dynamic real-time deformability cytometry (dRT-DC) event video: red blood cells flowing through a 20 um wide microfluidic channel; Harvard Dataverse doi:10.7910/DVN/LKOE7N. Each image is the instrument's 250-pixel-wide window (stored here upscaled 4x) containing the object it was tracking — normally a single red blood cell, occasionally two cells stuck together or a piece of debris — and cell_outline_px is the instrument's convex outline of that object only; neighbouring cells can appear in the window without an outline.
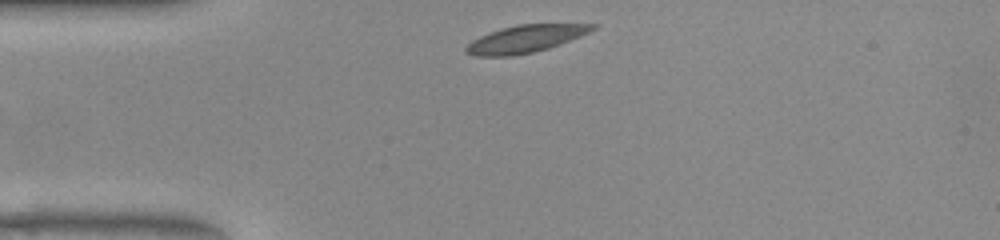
{"species": "common noctule bat (a hibernating species)", "species_latin": "Nyctalus noctula", "temperature_condition": "warm", "stored_images_in_passage": 33, "camera_frame_rate_fps": 3000, "um_per_image_px": 0.085, "animal": {"sex": "female", "body_mass_g": 22.0, "forearm_length_mm": 56.7}, "frame": {"image": 1, "passage_image": 1, "time_ms": 0.0, "image_size_px": [1000, 240], "cell_outline_px": [[596, 28], [580, 36], [548, 48], [532, 52], [512, 56], [472, 56], [464, 52], [464, 48], [472, 40], [480, 36], [500, 28], [516, 24], [596, 24]], "centroid_in_image_um": [44.59, 3.3], "position_along_channel_um": 40.4, "area_um2": 20.06}}
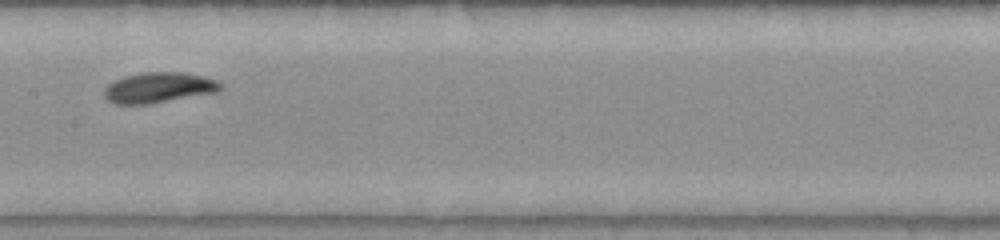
{"frame": {"image": 2, "passage_image": 15, "time_ms": 4.667, "image_size_px": [1000, 240], "cell_outline_px": [[224, 88], [220, 92], [148, 104], [116, 104], [108, 100], [104, 96], [104, 88], [112, 80], [124, 76], [144, 72], [184, 72], [204, 76], [216, 80], [224, 84]], "centroid_in_image_um": [13.53, 7.44], "position_along_channel_um": 193.9, "area_um2": 21.04}}
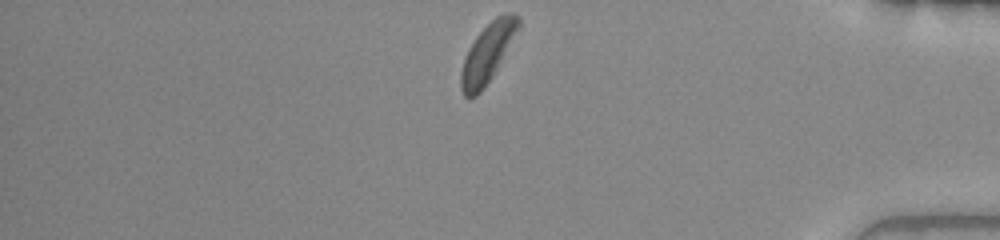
{"frame": {"image": 3, "passage_image": 33, "time_ms": 10.667, "image_size_px": [1000, 240], "cell_outline_px": [[520, 24], [492, 76], [480, 92], [476, 96], [464, 96], [460, 88], [460, 72], [464, 60], [476, 36], [496, 16], [504, 12], [508, 12], [520, 16]], "centroid_in_image_um": [41.42, 4.49], "position_along_channel_um": 393.8, "area_um2": 18.9}, "authors_computed_cell_mechanics": {"area_um2": 20.23, "velocity_mm_per_s": 3.8424, "shape_relaxation_time_tau1_ms": 1.5906, "shape_relaxation_time_tau2_ms": null, "deformation_change_tau1": 0.1045, "deformation_change_tau2": null}}